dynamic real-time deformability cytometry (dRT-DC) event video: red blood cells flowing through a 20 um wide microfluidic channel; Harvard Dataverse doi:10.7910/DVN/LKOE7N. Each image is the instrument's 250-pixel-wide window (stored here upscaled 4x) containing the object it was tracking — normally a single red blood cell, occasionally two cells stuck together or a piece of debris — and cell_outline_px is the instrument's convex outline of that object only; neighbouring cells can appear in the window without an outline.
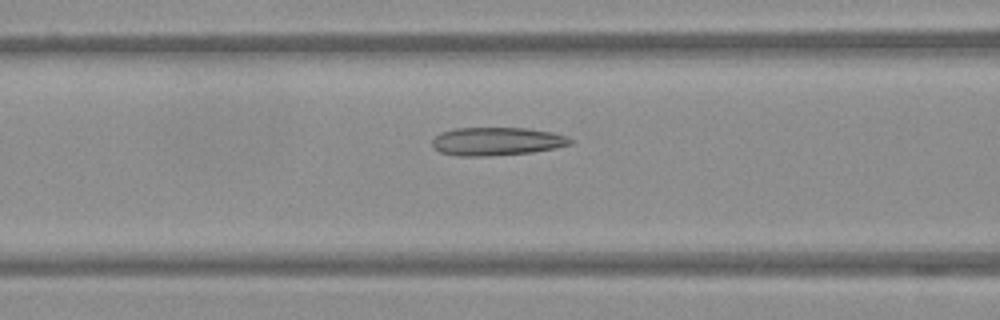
{"species": "Egyptian fruit bat (a non-hibernating species)", "species_latin": "Rousettus aegyptiacus", "temperature_condition": "warm", "stored_images_in_passage": 39, "camera_frame_rate_fps": 3000, "um_per_image_px": 0.085, "frame": {"image": 1, "passage_image": 7, "time_ms": 2.0, "image_size_px": [1000, 320], "cell_outline_px": [[572, 144], [556, 148], [532, 152], [488, 156], [456, 156], [440, 152], [432, 148], [432, 140], [440, 132], [456, 128], [524, 128], [552, 132], [568, 136], [572, 140]], "centroid_in_image_um": [42.21, 12.02], "position_along_channel_um": 124.4, "area_um2": 22.83}}
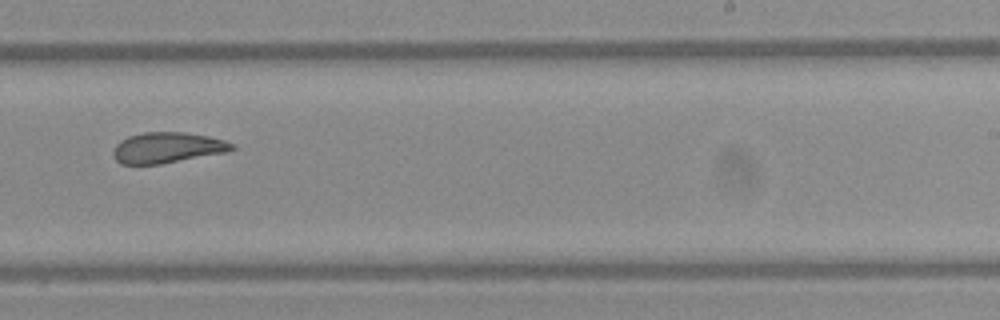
{"frame": {"image": 2, "passage_image": 19, "time_ms": 6.0, "image_size_px": [1000, 320], "cell_outline_px": [[236, 148], [228, 152], [160, 164], [120, 164], [112, 156], [112, 152], [116, 144], [120, 140], [128, 136], [144, 132], [184, 132], [208, 136], [224, 140], [236, 144]], "centroid_in_image_um": [14.23, 12.55], "position_along_channel_um": 274.8, "area_um2": 21.44}}
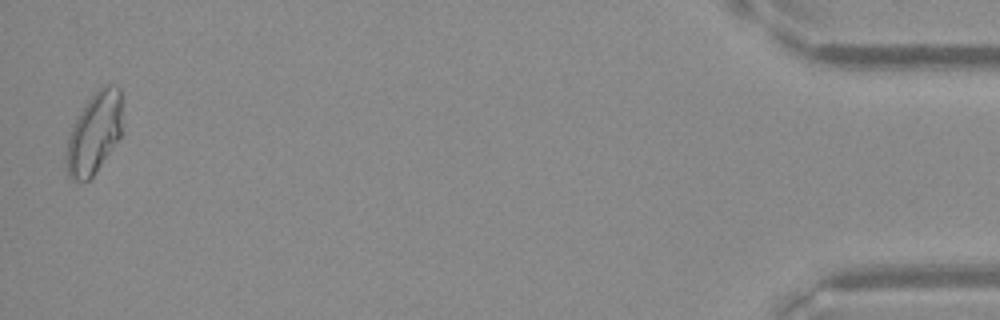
{"frame": {"image": 3, "passage_image": 38, "time_ms": 12.333, "image_size_px": [1000, 320], "cell_outline_px": [[120, 136], [96, 172], [88, 180], [72, 180], [68, 176], [64, 156], [68, 136], [80, 112], [88, 100], [104, 84], [108, 84], [120, 88]], "centroid_in_image_um": [7.96, 11.36], "position_along_channel_um": 427.2, "area_um2": 26.01}}